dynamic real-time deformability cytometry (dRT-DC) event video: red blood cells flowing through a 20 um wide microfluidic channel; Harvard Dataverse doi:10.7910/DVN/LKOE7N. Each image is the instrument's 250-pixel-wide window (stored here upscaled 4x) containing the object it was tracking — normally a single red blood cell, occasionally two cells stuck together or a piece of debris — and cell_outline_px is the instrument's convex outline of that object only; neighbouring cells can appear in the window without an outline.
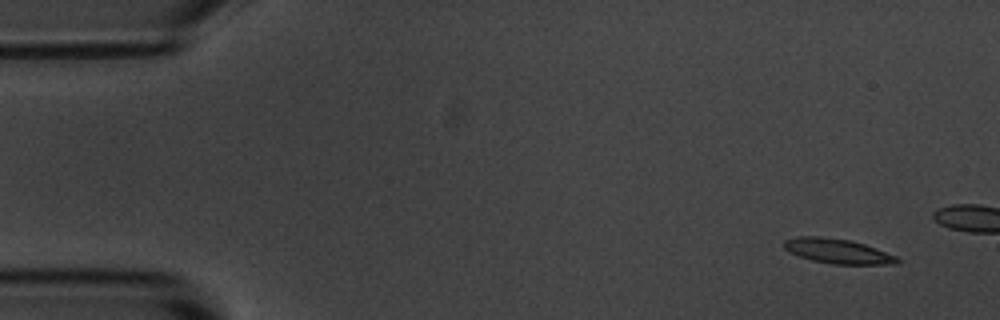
{"species": "common noctule bat (a hibernating species)", "species_latin": "Nyctalus noctula", "temperature_condition": "room temperature", "stored_images_in_passage": 4, "camera_frame_rate_fps": 3000, "um_per_image_px": 0.085, "animal": {"sex": "male", "body_mass_g": 20.1, "forearm_length_mm": 53.5}, "frame": {"image": 1, "passage_image": 1, "time_ms": 0.0, "image_size_px": [1000, 320], "cell_outline_px": [[900, 264], [832, 264], [812, 260], [788, 252], [784, 248], [784, 240], [796, 236], [820, 236], [852, 240], [876, 248], [896, 256], [900, 260]], "centroid_in_image_um": [71.19, 21.34], "position_along_channel_um": 13.8, "area_um2": 16.42}}